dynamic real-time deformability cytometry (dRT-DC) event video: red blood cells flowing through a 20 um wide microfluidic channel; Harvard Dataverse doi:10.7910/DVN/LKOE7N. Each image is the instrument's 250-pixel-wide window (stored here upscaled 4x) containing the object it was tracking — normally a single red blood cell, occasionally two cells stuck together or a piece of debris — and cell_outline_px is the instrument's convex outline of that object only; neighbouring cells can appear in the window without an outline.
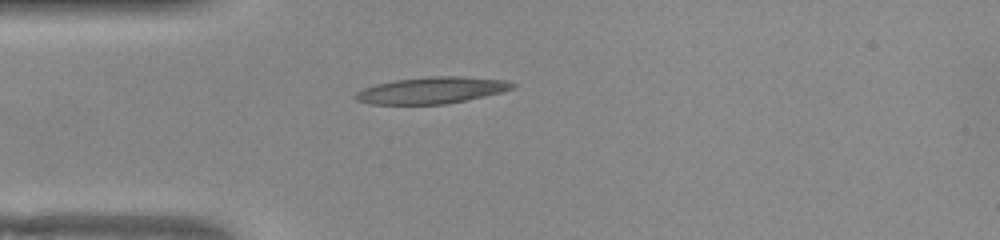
{"species": "common noctule bat (a hibernating species)", "species_latin": "Nyctalus noctula", "temperature_condition": "warm", "stored_images_in_passage": 39, "camera_frame_rate_fps": 3000, "um_per_image_px": 0.085, "animal": {"sex": "female", "body_mass_g": 22.0, "forearm_length_mm": 56.7}, "frame": {"image": 1, "passage_image": 1, "time_ms": 0.0, "image_size_px": [1000, 240], "cell_outline_px": [[516, 88], [484, 96], [444, 104], [368, 104], [356, 100], [352, 96], [356, 92], [364, 88], [376, 84], [396, 80], [432, 76], [460, 76], [508, 80], [516, 84]], "centroid_in_image_um": [36.69, 7.67], "position_along_channel_um": 48.3, "area_um2": 24.28}}
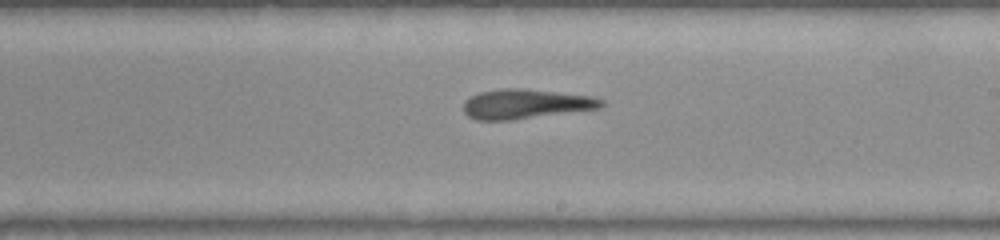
{"frame": {"image": 2, "passage_image": 17, "time_ms": 5.333, "image_size_px": [1000, 240], "cell_outline_px": [[604, 104], [600, 108], [512, 120], [476, 120], [468, 116], [464, 112], [464, 100], [480, 92], [504, 88], [524, 88], [592, 96], [604, 100]], "centroid_in_image_um": [44.68, 8.83], "position_along_channel_um": 244.3, "area_um2": 23.76}}
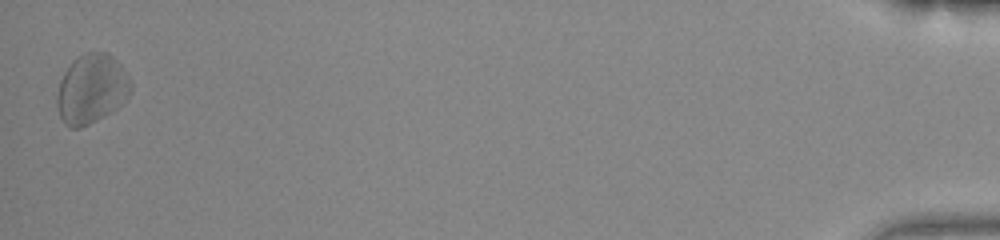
{"frame": {"image": 3, "passage_image": 39, "time_ms": 12.667, "image_size_px": [1000, 240], "cell_outline_px": [[132, 92], [112, 112], [80, 128], [68, 128], [64, 124], [60, 116], [56, 104], [56, 96], [60, 80], [64, 72], [72, 60], [84, 52], [108, 52], [120, 64], [132, 84]], "centroid_in_image_um": [7.76, 7.55], "position_along_channel_um": 427.4, "area_um2": 30.0}, "authors_computed_cell_mechanics": {"area_um2": 23.8136, "velocity_mm_per_s": 3.8599, "shape_relaxation_time_tau1_ms": null, "shape_relaxation_time_tau2_ms": 4.5113, "deformation_change_tau1": null, "deformation_change_tau2": 0.1839}}